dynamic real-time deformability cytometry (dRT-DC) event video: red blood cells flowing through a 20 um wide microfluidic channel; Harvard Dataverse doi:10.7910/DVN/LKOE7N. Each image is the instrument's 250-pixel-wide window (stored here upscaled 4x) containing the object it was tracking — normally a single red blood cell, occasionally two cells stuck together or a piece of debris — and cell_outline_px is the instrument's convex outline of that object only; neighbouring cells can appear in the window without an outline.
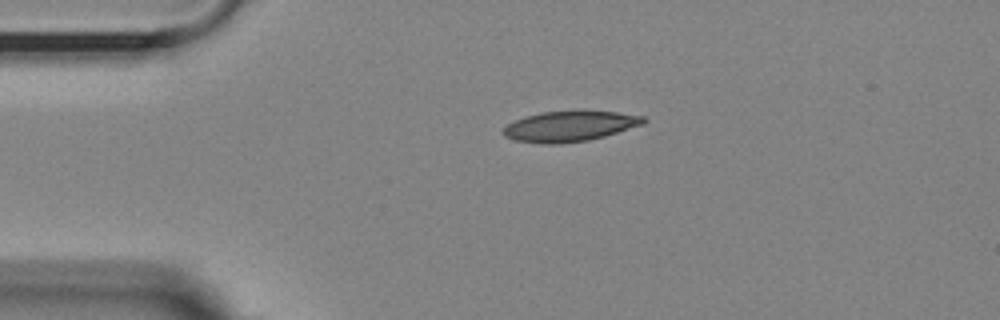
{"species": "Egyptian fruit bat (a non-hibernating species)", "species_latin": "Rousettus aegyptiacus", "temperature_condition": "room temperature", "stored_images_in_passage": 44, "camera_frame_rate_fps": 3000, "um_per_image_px": 0.085, "animal": {"sex": "female"}, "frame": {"image": 1, "passage_image": 1, "time_ms": 0.0, "image_size_px": [1000, 320], "cell_outline_px": [[648, 120], [644, 124], [604, 136], [588, 140], [560, 144], [544, 144], [512, 140], [504, 136], [504, 128], [508, 124], [524, 116], [540, 112], [576, 108], [580, 108], [616, 112], [644, 116]], "centroid_in_image_um": [48.45, 10.69], "position_along_channel_um": 36.6, "area_um2": 25.72}}
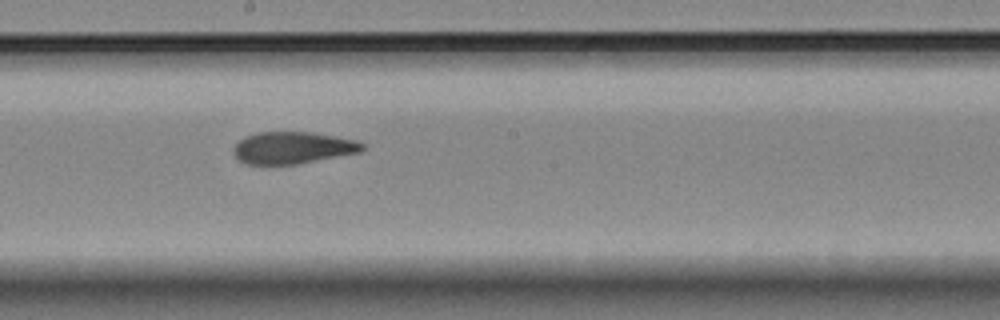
{"frame": {"image": 2, "passage_image": 19, "time_ms": 6.0, "image_size_px": [1000, 320], "cell_outline_px": [[368, 144], [360, 152], [296, 164], [244, 164], [232, 152], [232, 148], [244, 136], [260, 132], [312, 132], [356, 140]], "centroid_in_image_um": [24.88, 12.55], "position_along_channel_um": 223.3, "area_um2": 23.99}}
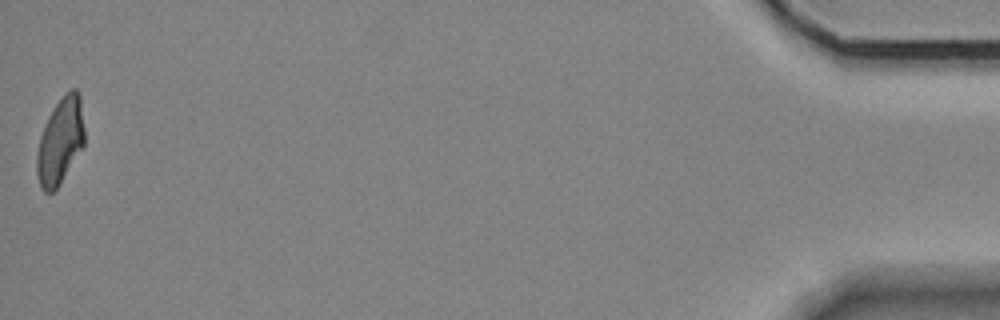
{"frame": {"image": 3, "passage_image": 44, "time_ms": 14.333, "image_size_px": [1000, 320], "cell_outline_px": [[84, 144], [60, 184], [52, 192], [44, 192], [40, 188], [36, 172], [36, 156], [40, 136], [48, 116], [64, 92], [72, 88], [76, 88], [80, 92], [84, 128]], "centroid_in_image_um": [5.12, 11.97], "position_along_channel_um": 430.1, "area_um2": 24.04}, "authors_computed_cell_mechanics": {"area_um2": 24.6806, "velocity_mm_per_s": 3.6192, "shape_relaxation_time_tau1_ms": null, "shape_relaxation_time_tau2_ms": 2.7376, "deformation_change_tau1": null, "deformation_change_tau2": 0.1025}}